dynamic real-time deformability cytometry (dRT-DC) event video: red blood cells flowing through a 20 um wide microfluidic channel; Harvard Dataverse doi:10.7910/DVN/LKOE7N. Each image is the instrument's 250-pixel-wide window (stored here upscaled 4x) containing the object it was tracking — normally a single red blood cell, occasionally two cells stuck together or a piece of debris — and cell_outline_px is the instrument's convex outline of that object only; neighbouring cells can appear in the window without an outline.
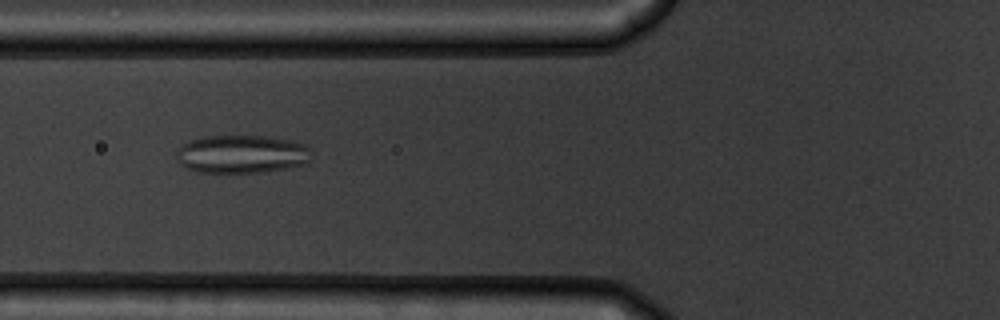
{"species": "common noctule bat (a hibernating species)", "species_latin": "Nyctalus noctula", "temperature_condition": "warm", "stored_images_in_passage": 44, "camera_frame_rate_fps": 3000, "um_per_image_px": 0.085, "animal": {"sex": "male", "body_mass_g": 19.5, "forearm_length_mm": 54.6}, "frame": {"image": 1, "passage_image": 10, "time_ms": 3.0, "image_size_px": [1000, 320], "cell_outline_px": [[312, 160], [308, 164], [288, 168], [264, 172], [196, 172], [184, 168], [176, 160], [176, 152], [188, 140], [204, 136], [264, 136], [288, 140], [304, 144], [308, 148]], "centroid_in_image_um": [20.53, 13.11], "position_along_channel_um": 105.3, "area_um2": 30.29}}
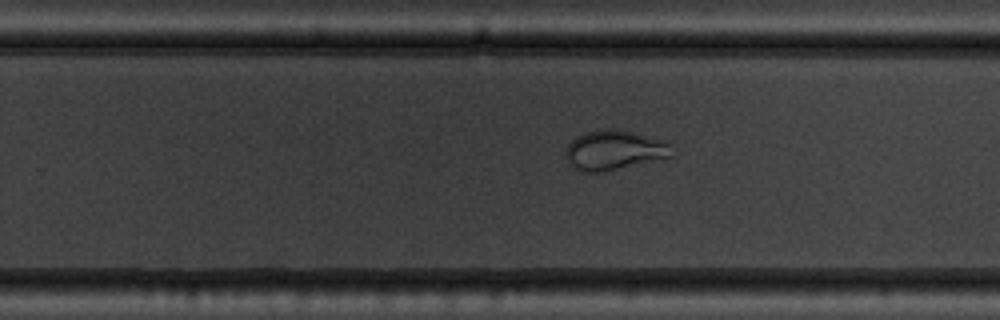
{"frame": {"image": 2, "passage_image": 24, "time_ms": 7.667, "image_size_px": [1000, 320], "cell_outline_px": [[672, 156], [604, 172], [580, 172], [572, 168], [568, 164], [564, 152], [564, 148], [576, 136], [584, 132], [608, 128], [616, 128], [668, 140], [672, 144]], "centroid_in_image_um": [52.19, 12.75], "position_along_channel_um": 277.6, "area_um2": 25.14}}
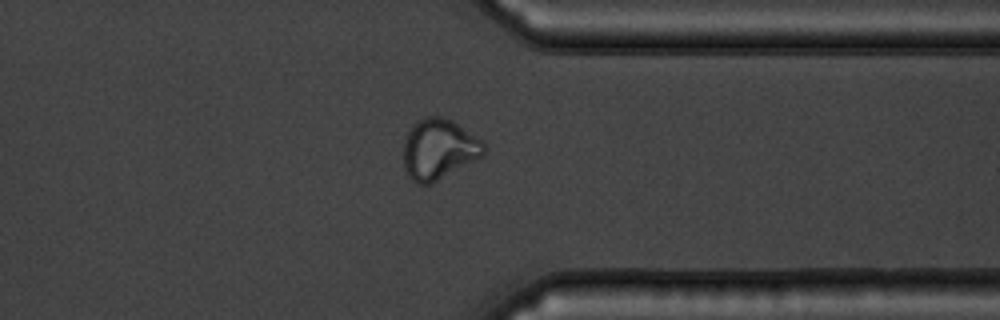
{"frame": {"image": 3, "passage_image": 32, "time_ms": 10.333, "image_size_px": [1000, 320], "cell_outline_px": [[484, 156], [432, 184], [416, 184], [408, 176], [404, 168], [404, 136], [416, 120], [428, 116], [440, 116], [452, 120], [480, 140], [484, 144]], "centroid_in_image_um": [37.27, 12.7], "position_along_channel_um": 374.1, "area_um2": 28.5}, "authors_computed_cell_mechanics": {"area_um2": 28.3798, "velocity_mm_per_s": 3.6971, "shape_relaxation_time_tau1_ms": 10.4379, "shape_relaxation_time_tau2_ms": 1.085, "deformation_change_tau1": 0.23, "deformation_change_tau2": 0.0635}}